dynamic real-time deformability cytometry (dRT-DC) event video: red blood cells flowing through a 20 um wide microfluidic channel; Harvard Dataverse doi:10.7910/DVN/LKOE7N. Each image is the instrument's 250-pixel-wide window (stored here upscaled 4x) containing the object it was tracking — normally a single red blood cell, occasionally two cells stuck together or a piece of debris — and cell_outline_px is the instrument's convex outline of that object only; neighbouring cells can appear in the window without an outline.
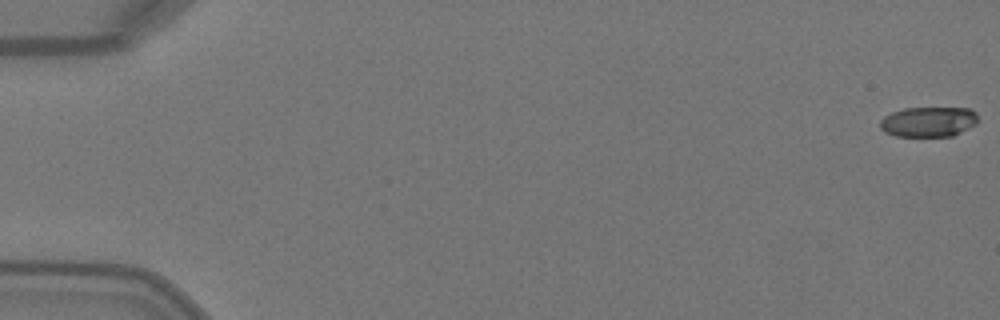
{"species": "Egyptian fruit bat (a non-hibernating species)", "species_latin": "Rousettus aegyptiacus", "temperature_condition": "warm", "stored_images_in_passage": 51, "camera_frame_rate_fps": 3000, "um_per_image_px": 0.085, "animal": {"sex": "female"}, "frame": {"image": 1, "passage_image": 1, "time_ms": 0.0, "image_size_px": [1000, 320], "cell_outline_px": [[980, 120], [976, 124], [952, 136], [896, 136], [884, 132], [880, 128], [880, 120], [884, 116], [892, 112], [904, 108], [972, 108], [976, 112]], "centroid_in_image_um": [78.94, 10.34], "position_along_channel_um": 6.1, "area_um2": 17.34}}
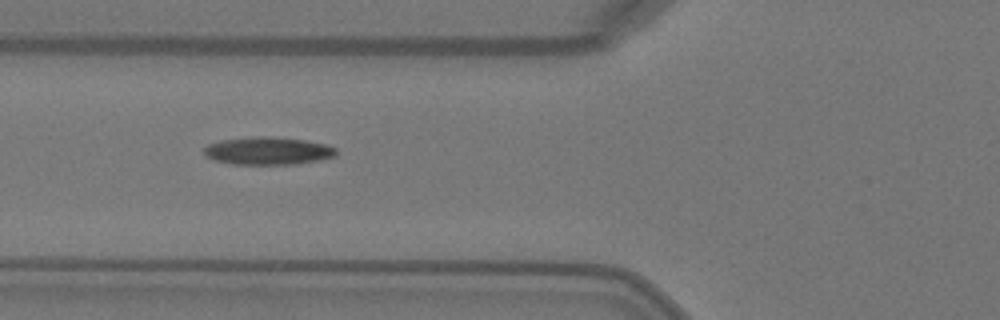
{"frame": {"image": 2, "passage_image": 20, "time_ms": 6.333, "image_size_px": [1000, 320], "cell_outline_px": [[336, 156], [320, 160], [296, 164], [232, 164], [216, 160], [204, 156], [204, 148], [208, 144], [220, 140], [252, 136], [268, 136], [304, 140], [324, 144], [336, 148]], "centroid_in_image_um": [22.75, 12.82], "position_along_channel_um": 103.0, "area_um2": 21.39}}
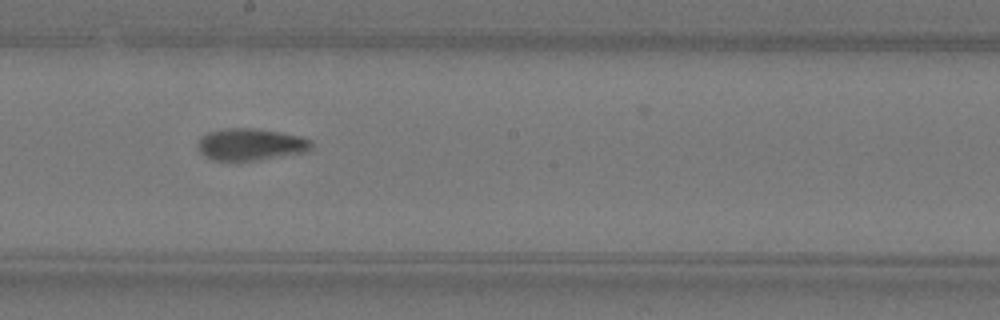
{"frame": {"image": 3, "passage_image": 29, "time_ms": 9.333, "image_size_px": [1000, 320], "cell_outline_px": [[312, 148], [308, 152], [260, 160], [212, 160], [204, 156], [200, 152], [200, 136], [208, 132], [224, 128], [256, 128], [280, 132], [300, 136], [312, 140]], "centroid_in_image_um": [21.35, 12.27], "position_along_channel_um": 226.8, "area_um2": 21.27}, "authors_computed_cell_mechanics": {"area_um2": 20.4034, "velocity_mm_per_s": 4.1236, "shape_relaxation_time_tau1_ms": 6.6062, "shape_relaxation_time_tau2_ms": 3.1441, "deformation_change_tau1": 0.2759, "deformation_change_tau2": 0.0776}}